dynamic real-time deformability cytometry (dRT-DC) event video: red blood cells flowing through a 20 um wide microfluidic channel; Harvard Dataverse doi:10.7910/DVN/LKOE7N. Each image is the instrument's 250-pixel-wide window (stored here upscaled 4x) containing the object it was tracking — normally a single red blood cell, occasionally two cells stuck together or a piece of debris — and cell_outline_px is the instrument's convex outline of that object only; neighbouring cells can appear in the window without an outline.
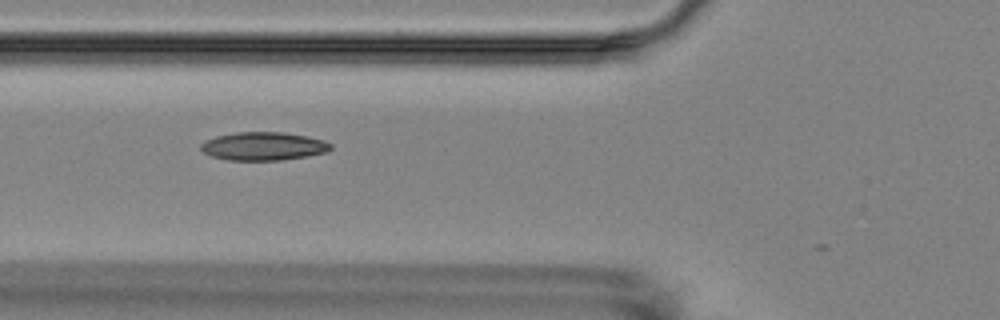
{"species": "Egyptian fruit bat (a non-hibernating species)", "species_latin": "Rousettus aegyptiacus", "temperature_condition": "room temperature", "stored_images_in_passage": 7, "camera_frame_rate_fps": 3000, "um_per_image_px": 0.085, "animal": {"sex": "female"}, "frame": {"image": 1, "passage_image": 6, "time_ms": 5.667, "image_size_px": [1000, 320], "cell_outline_px": [[332, 148], [328, 152], [308, 156], [284, 160], [228, 160], [212, 156], [204, 152], [200, 148], [200, 144], [204, 140], [216, 136], [236, 132], [284, 132], [308, 136], [324, 140], [332, 144]], "centroid_in_image_um": [22.42, 12.42], "position_along_channel_um": 103.4, "area_um2": 21.62}}